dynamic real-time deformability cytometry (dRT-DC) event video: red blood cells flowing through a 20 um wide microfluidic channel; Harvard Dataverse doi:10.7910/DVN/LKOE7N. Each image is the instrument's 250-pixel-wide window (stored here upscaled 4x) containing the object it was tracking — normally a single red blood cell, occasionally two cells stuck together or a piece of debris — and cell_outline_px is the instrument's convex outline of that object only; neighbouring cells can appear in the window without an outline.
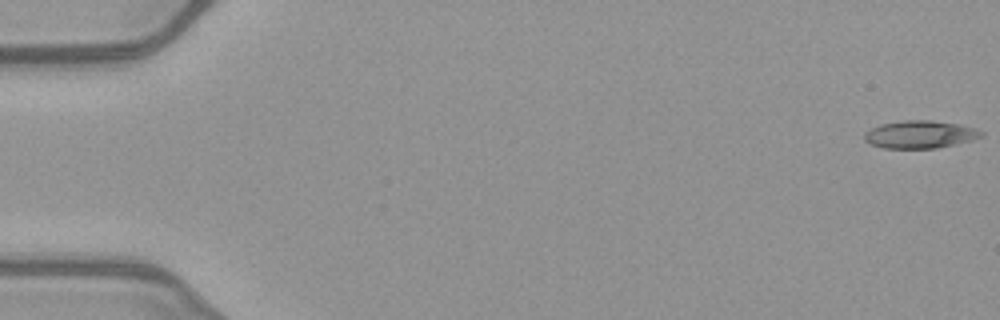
{"species": "common noctule bat (a hibernating species)", "species_latin": "Nyctalus noctula", "temperature_condition": "warm", "stored_images_in_passage": 15, "camera_frame_rate_fps": 3000, "um_per_image_px": 0.085, "animal": {"sex": "female", "body_mass_g": 21.9}, "frame": {"image": 1, "passage_image": 1, "time_ms": 0.0, "image_size_px": [1000, 320], "cell_outline_px": [[984, 136], [972, 140], [936, 148], [884, 148], [872, 144], [864, 140], [864, 132], [880, 124], [904, 120], [932, 120], [960, 124], [976, 128], [984, 132]], "centroid_in_image_um": [78.23, 11.42], "position_along_channel_um": 6.8, "area_um2": 18.9}}
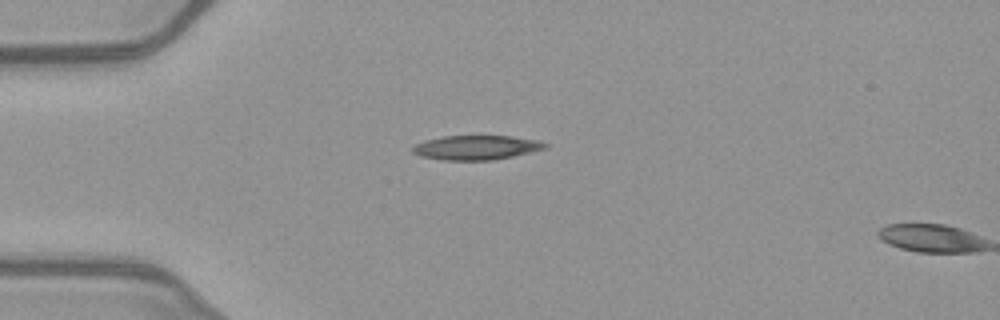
{"frame": {"image": 2, "passage_image": 14, "time_ms": 4.333, "image_size_px": [1000, 320], "cell_outline_px": [[552, 144], [548, 148], [512, 156], [492, 160], [444, 160], [420, 156], [412, 152], [412, 148], [416, 144], [424, 140], [444, 136], [512, 136], [536, 140]], "centroid_in_image_um": [40.51, 12.54], "position_along_channel_um": 44.5, "area_um2": 18.84}}